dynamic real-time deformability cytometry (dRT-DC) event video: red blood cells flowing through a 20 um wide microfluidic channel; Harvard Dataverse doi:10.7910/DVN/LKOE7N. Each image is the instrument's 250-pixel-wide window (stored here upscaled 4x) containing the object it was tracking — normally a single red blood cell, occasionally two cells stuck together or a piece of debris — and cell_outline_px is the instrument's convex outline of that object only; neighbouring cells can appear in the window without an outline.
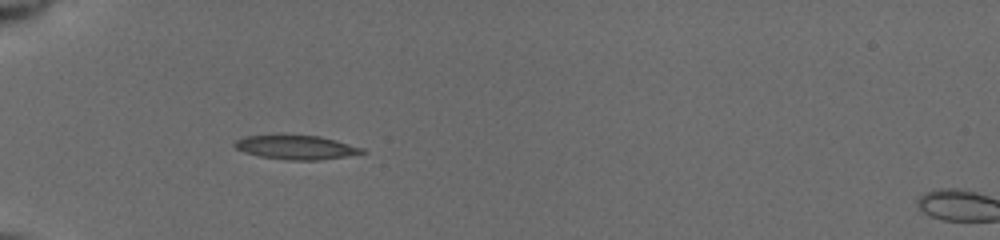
{"species": "common noctule bat (a hibernating species)", "species_latin": "Nyctalus noctula", "temperature_condition": "cold", "stored_images_in_passage": 25, "camera_frame_rate_fps": 3000, "um_per_image_px": 0.085, "animal": {"sex": "female", "body_mass_g": 19.5, "forearm_length_mm": 54.1}, "frame": {"image": 1, "passage_image": 1, "time_ms": 0.0, "image_size_px": [1000, 240], "cell_outline_px": [[368, 152], [320, 160], [288, 160], [260, 156], [244, 152], [236, 148], [232, 144], [236, 140], [244, 136], [276, 132], [280, 132], [320, 136], [336, 140], [364, 148]], "centroid_in_image_um": [25.11, 12.47], "position_along_channel_um": 59.9, "area_um2": 18.73}}
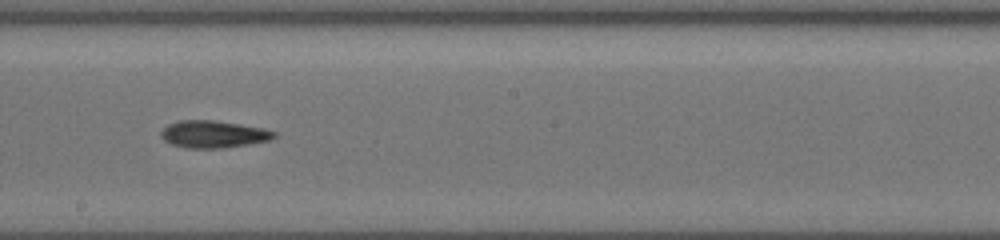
{"frame": {"image": 2, "passage_image": 11, "time_ms": 4.667, "image_size_px": [1000, 240], "cell_outline_px": [[276, 136], [268, 140], [248, 144], [224, 148], [184, 148], [172, 144], [164, 140], [160, 136], [160, 132], [168, 124], [180, 120], [216, 120], [264, 128], [276, 132]], "centroid_in_image_um": [18.12, 11.4], "position_along_channel_um": 230.1, "area_um2": 17.98}}
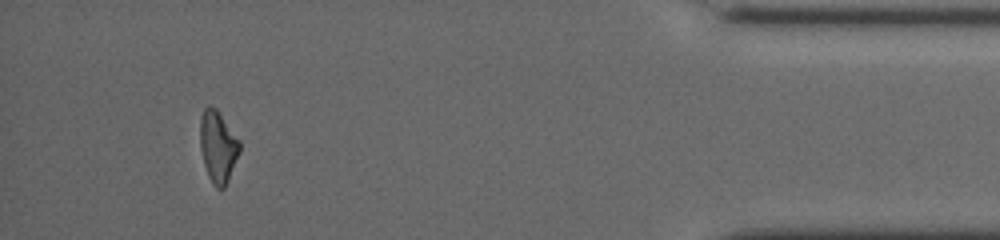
{"frame": {"image": 3, "passage_image": 22, "time_ms": 10.667, "image_size_px": [1000, 240], "cell_outline_px": [[240, 152], [228, 180], [224, 188], [216, 188], [212, 184], [208, 176], [204, 164], [200, 148], [200, 120], [204, 108], [208, 104], [216, 108], [240, 140]], "centroid_in_image_um": [18.52, 12.45], "position_along_channel_um": 416.7, "area_um2": 16.59}, "authors_computed_cell_mechanics": {"area_um2": 17.1088, "velocity_mm_per_s": 3.9455, "shape_relaxation_time_tau1_ms": 4.3338, "shape_relaxation_time_tau2_ms": 5.3452, "deformation_change_tau1": 0.1254, "deformation_change_tau2": 0.1484}}